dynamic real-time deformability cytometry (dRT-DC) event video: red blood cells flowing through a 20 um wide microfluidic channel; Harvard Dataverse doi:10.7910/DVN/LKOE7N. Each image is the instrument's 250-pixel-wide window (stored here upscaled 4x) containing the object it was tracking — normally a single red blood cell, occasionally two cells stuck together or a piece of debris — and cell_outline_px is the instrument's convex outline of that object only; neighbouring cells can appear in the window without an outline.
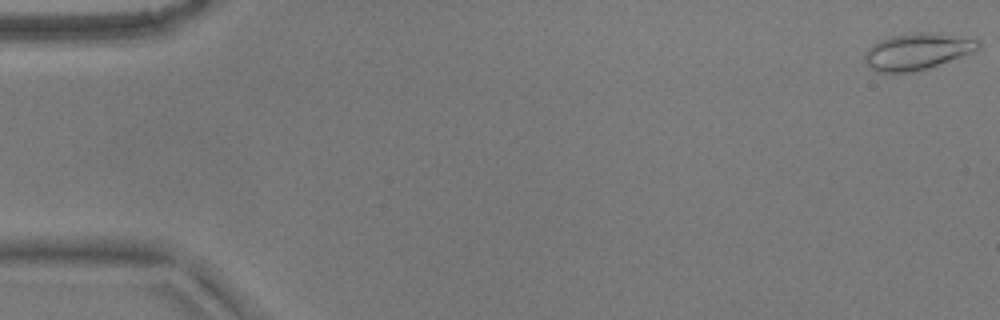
{"species": "common noctule bat (a hibernating species)", "species_latin": "Nyctalus noctula", "temperature_condition": "warm", "stored_images_in_passage": 54, "camera_frame_rate_fps": 3000, "um_per_image_px": 0.085, "animal": {"sex": "male", "body_mass_g": 17.9}, "frame": {"image": 1, "passage_image": 1, "time_ms": 0.0, "image_size_px": [1000, 320], "cell_outline_px": [[980, 48], [960, 56], [928, 68], [912, 72], [876, 72], [864, 60], [864, 52], [872, 44], [892, 36], [912, 32], [924, 32], [980, 40]], "centroid_in_image_um": [77.9, 4.38], "position_along_channel_um": 7.1, "area_um2": 23.58}}
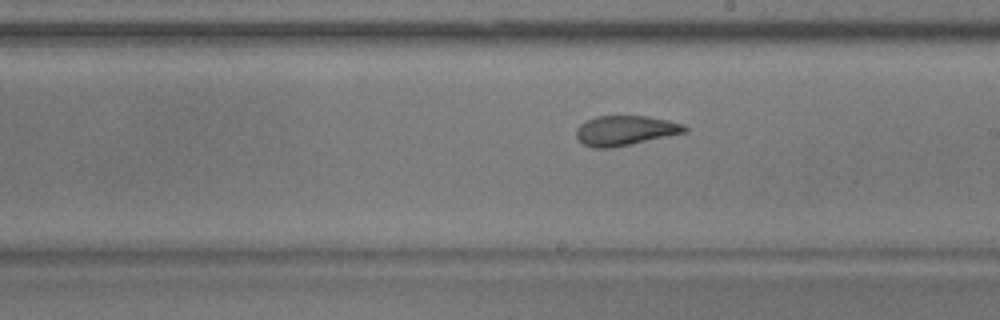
{"frame": {"image": 2, "passage_image": 31, "time_ms": 10.0, "image_size_px": [1000, 320], "cell_outline_px": [[688, 128], [684, 132], [668, 136], [612, 148], [592, 148], [584, 144], [576, 136], [576, 128], [584, 120], [596, 116], [648, 116], [668, 120], [684, 124]], "centroid_in_image_um": [53.11, 11.08], "position_along_channel_um": 235.9, "area_um2": 18.84}}
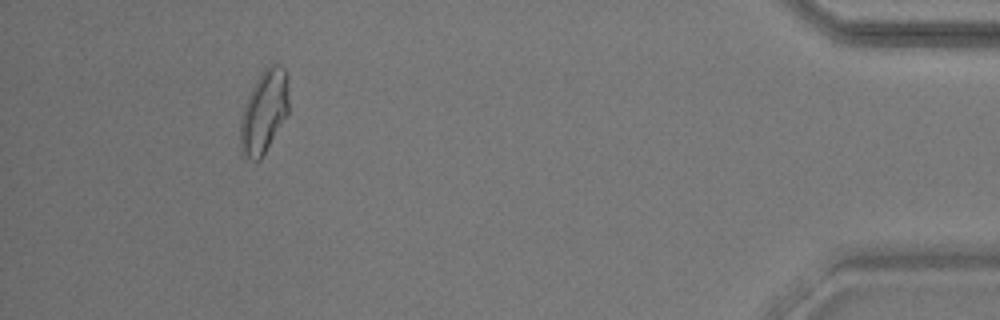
{"frame": {"image": 3, "passage_image": 50, "time_ms": 16.333, "image_size_px": [1000, 320], "cell_outline_px": [[288, 112], [260, 160], [252, 160], [240, 152], [240, 120], [244, 104], [256, 80], [264, 68], [268, 64], [276, 64], [284, 68], [288, 76]], "centroid_in_image_um": [22.43, 9.47], "position_along_channel_um": 412.8, "area_um2": 23.29}, "authors_computed_cell_mechanics": {"area_um2": 20.6924, "velocity_mm_per_s": 3.7546, "shape_relaxation_time_tau1_ms": null, "shape_relaxation_time_tau2_ms": 1.0923, "deformation_change_tau1": null, "deformation_change_tau2": 0.0785}}